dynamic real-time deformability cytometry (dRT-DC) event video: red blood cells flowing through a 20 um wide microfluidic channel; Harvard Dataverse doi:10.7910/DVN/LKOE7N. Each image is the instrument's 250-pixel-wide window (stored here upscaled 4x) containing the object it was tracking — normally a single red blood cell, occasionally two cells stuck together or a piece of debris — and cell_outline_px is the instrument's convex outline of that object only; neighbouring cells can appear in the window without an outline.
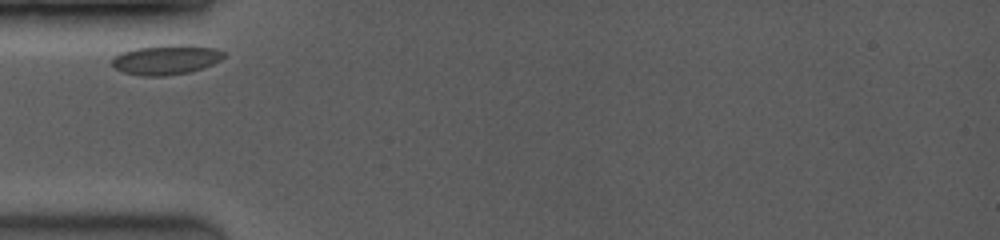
{"species": "common noctule bat (a hibernating species)", "species_latin": "Nyctalus noctula", "temperature_condition": "room temperature", "stored_images_in_passage": 16, "camera_frame_rate_fps": 3500, "um_per_image_px": 0.085, "animal": {"sex": "female", "body_mass_g": 19.0, "forearm_length_mm": 53.3}, "frame": {"image": 1, "passage_image": 1, "time_ms": 0.0, "image_size_px": [1000, 240], "cell_outline_px": [[224, 56], [220, 60], [204, 68], [192, 72], [164, 76], [140, 76], [124, 72], [116, 68], [112, 64], [112, 60], [120, 52], [136, 48], [168, 44], [188, 44], [216, 48], [224, 52]], "centroid_in_image_um": [14.15, 5.07], "position_along_channel_um": 70.9, "area_um2": 19.59}}
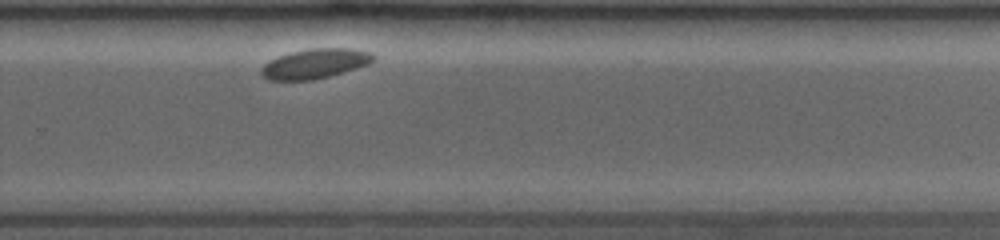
{"frame": {"image": 2, "passage_image": 14, "time_ms": 6.571, "image_size_px": [1000, 240], "cell_outline_px": [[372, 60], [368, 64], [356, 68], [328, 76], [312, 80], [268, 80], [260, 72], [260, 68], [268, 60], [292, 52], [312, 48], [352, 48], [368, 52], [372, 56]], "centroid_in_image_um": [26.71, 5.41], "position_along_channel_um": 303.1, "area_um2": 19.07}}
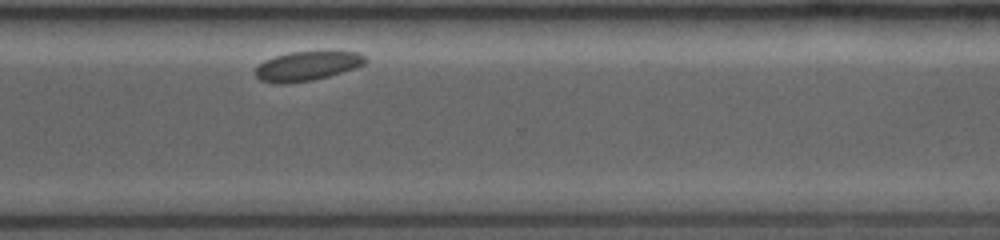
{"frame": {"image": 3, "passage_image": 16, "time_ms": 7.714, "image_size_px": [1000, 240], "cell_outline_px": [[368, 60], [364, 64], [356, 68], [328, 76], [312, 80], [288, 84], [280, 84], [260, 80], [256, 76], [256, 68], [264, 60], [288, 52], [332, 48], [360, 52]], "centroid_in_image_um": [26.2, 5.55], "position_along_channel_um": 344.4, "area_um2": 19.71}}